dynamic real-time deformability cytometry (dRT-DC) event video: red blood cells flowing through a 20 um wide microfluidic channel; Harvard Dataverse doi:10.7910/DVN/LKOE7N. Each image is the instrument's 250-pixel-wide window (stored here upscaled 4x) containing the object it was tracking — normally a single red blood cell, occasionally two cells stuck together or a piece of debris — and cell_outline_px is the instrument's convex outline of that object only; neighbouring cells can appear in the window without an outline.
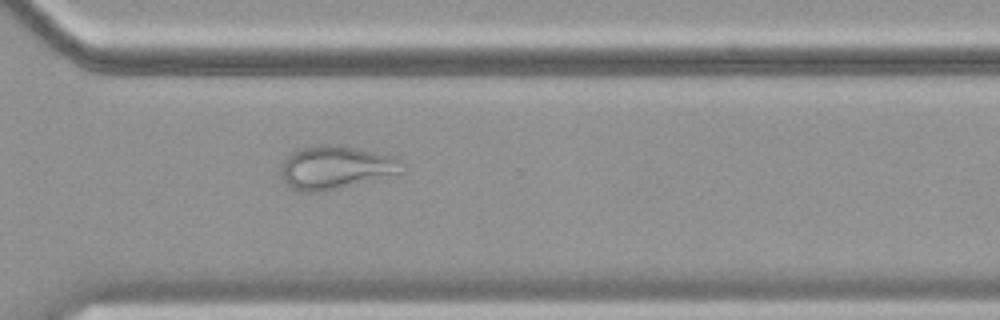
{"species": "common noctule bat (a hibernating species)", "species_latin": "Nyctalus noctula", "temperature_condition": "cold", "stored_images_in_passage": 39, "camera_frame_rate_fps": 3000, "um_per_image_px": 0.085, "animal": {"sex": "female", "body_mass_g": 19.9}, "frame": {"image": 1, "passage_image": 24, "time_ms": 7.667, "image_size_px": [1000, 320], "cell_outline_px": [[404, 172], [324, 192], [300, 192], [292, 188], [284, 180], [280, 168], [284, 160], [292, 152], [300, 148], [312, 144], [340, 144], [400, 156]], "centroid_in_image_um": [28.58, 14.2], "position_along_channel_um": 342.0, "area_um2": 31.15}}
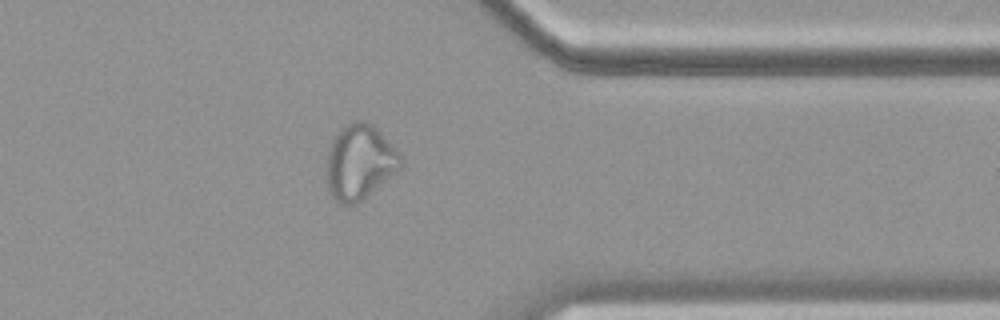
{"frame": {"image": 2, "passage_image": 28, "time_ms": 9.0, "image_size_px": [1000, 320], "cell_outline_px": [[404, 168], [356, 204], [340, 204], [328, 192], [328, 148], [332, 140], [348, 124], [356, 120], [364, 120], [372, 124], [400, 152], [404, 160]], "centroid_in_image_um": [30.64, 13.8], "position_along_channel_um": 380.8, "area_um2": 32.37}, "authors_computed_cell_mechanics": {"area_um2": 28.611, "velocity_mm_per_s": 3.5682, "shape_relaxation_time_tau1_ms": null, "shape_relaxation_time_tau2_ms": 1.6079, "deformation_change_tau1": null, "deformation_change_tau2": 0.0945}}